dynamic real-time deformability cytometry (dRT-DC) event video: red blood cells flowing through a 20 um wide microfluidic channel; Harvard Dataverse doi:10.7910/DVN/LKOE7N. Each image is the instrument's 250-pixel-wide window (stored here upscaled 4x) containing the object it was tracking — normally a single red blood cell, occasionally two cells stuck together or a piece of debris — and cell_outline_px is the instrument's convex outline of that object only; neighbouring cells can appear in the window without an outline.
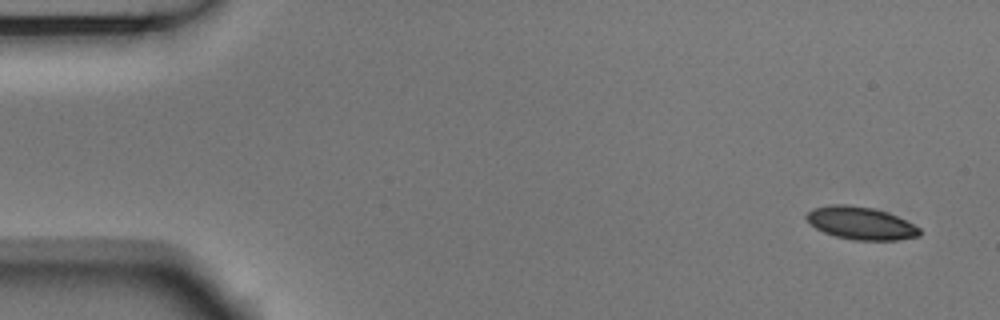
{"species": "Egyptian fruit bat (a non-hibernating species)", "species_latin": "Rousettus aegyptiacus", "temperature_condition": "room temperature", "stored_images_in_passage": 5, "camera_frame_rate_fps": 3000, "um_per_image_px": 0.085, "animal": {"sex": "male"}, "frame": {"image": 1, "passage_image": 1, "time_ms": 0.0, "image_size_px": [1000, 320], "cell_outline_px": [[920, 236], [896, 240], [852, 240], [836, 236], [824, 232], [816, 228], [804, 216], [808, 212], [816, 208], [832, 204], [848, 204], [872, 208], [888, 212], [920, 228]], "centroid_in_image_um": [73.17, 18.97], "position_along_channel_um": 11.8, "area_um2": 21.33}}